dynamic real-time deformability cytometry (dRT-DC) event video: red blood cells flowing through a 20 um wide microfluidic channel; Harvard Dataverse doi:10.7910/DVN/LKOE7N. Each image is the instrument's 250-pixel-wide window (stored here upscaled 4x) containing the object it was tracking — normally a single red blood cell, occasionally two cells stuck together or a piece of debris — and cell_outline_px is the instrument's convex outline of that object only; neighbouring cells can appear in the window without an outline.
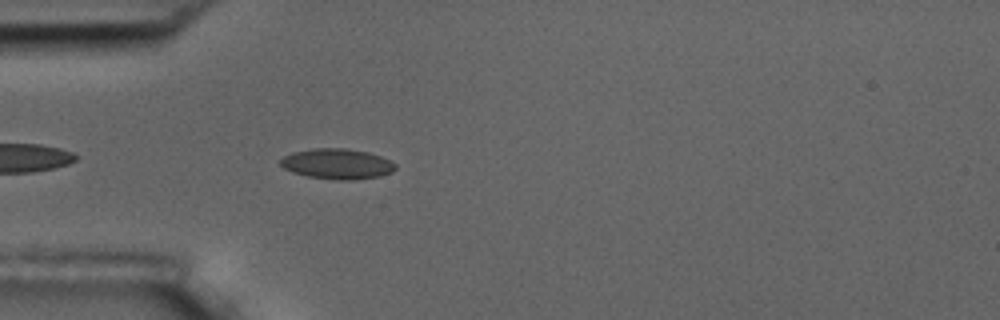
{"species": "common noctule bat (a hibernating species)", "species_latin": "Nyctalus noctula", "temperature_condition": "room temperature", "stored_images_in_passage": 5, "camera_frame_rate_fps": 3000, "um_per_image_px": 0.085, "animal": {"sex": "male", "body_mass_g": 17.5, "forearm_length_mm": 52.3}, "frame": {"image": 1, "passage_image": 5, "time_ms": 5.0, "image_size_px": [1000, 320], "cell_outline_px": [[396, 168], [392, 172], [380, 176], [352, 180], [340, 180], [308, 176], [292, 172], [284, 168], [280, 164], [280, 160], [284, 156], [292, 152], [312, 148], [344, 148], [368, 152], [380, 156], [396, 164]], "centroid_in_image_um": [28.65, 13.92], "position_along_channel_um": 56.4, "area_um2": 20.29}}